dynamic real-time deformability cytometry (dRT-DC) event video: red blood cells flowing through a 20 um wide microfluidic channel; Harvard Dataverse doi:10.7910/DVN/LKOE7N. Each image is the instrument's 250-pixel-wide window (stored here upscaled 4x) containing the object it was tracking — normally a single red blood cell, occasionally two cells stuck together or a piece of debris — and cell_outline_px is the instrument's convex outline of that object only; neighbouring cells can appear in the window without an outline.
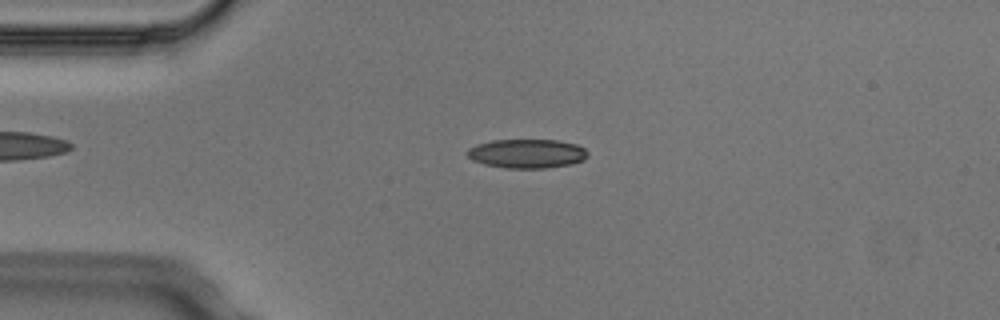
{"species": "Egyptian fruit bat (a non-hibernating species)", "species_latin": "Rousettus aegyptiacus", "temperature_condition": "cold", "stored_images_in_passage": 5, "camera_frame_rate_fps": 3000, "um_per_image_px": 0.085, "animal": {"sex": "male"}, "frame": {"image": 1, "passage_image": 1, "time_ms": 0.0, "image_size_px": [1000, 320], "cell_outline_px": [[588, 156], [584, 160], [572, 164], [548, 168], [508, 168], [484, 164], [472, 160], [468, 156], [468, 148], [476, 144], [492, 140], [556, 140], [576, 144], [584, 148], [588, 152]], "centroid_in_image_um": [44.81, 13.05], "position_along_channel_um": 40.2, "area_um2": 20.46}}
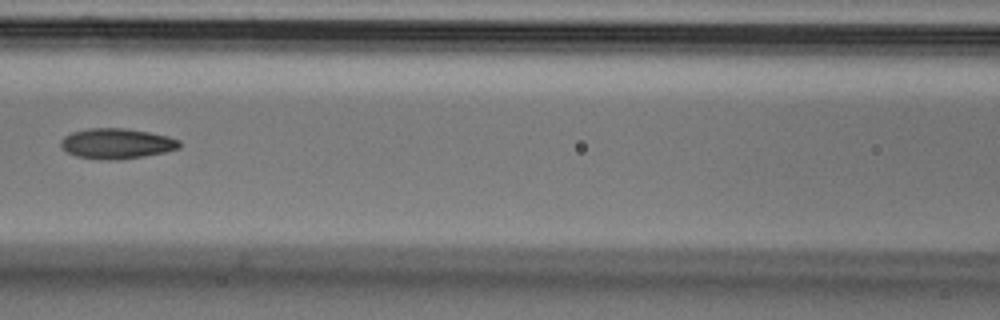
{"frame": {"image": 2, "passage_image": 4, "time_ms": 1.0, "image_size_px": [1000, 320], "cell_outline_px": [[180, 148], [164, 152], [144, 156], [116, 160], [108, 160], [76, 156], [68, 152], [60, 144], [60, 140], [64, 136], [72, 132], [88, 128], [124, 128], [148, 132], [168, 136], [180, 140]], "centroid_in_image_um": [9.92, 12.2], "position_along_channel_um": 156.7, "area_um2": 20.87}}
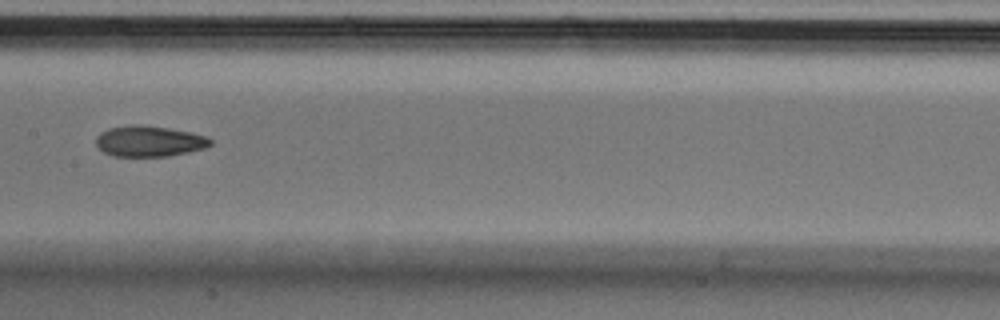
{"frame": {"image": 3, "passage_image": 5, "time_ms": 1.333, "image_size_px": [1000, 320], "cell_outline_px": [[212, 144], [208, 148], [168, 156], [112, 156], [104, 152], [96, 144], [96, 136], [100, 132], [108, 128], [132, 124], [136, 124], [168, 128], [208, 136], [212, 140]], "centroid_in_image_um": [12.69, 12.0], "position_along_channel_um": 194.7, "area_um2": 20.63}}